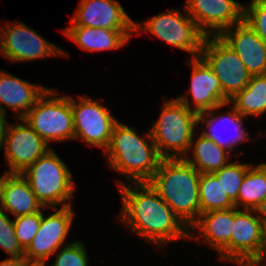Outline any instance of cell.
Wrapping results in <instances>:
<instances>
[{
    "instance_id": "obj_1",
    "label": "cell",
    "mask_w": 266,
    "mask_h": 266,
    "mask_svg": "<svg viewBox=\"0 0 266 266\" xmlns=\"http://www.w3.org/2000/svg\"><path fill=\"white\" fill-rule=\"evenodd\" d=\"M116 185L122 195L120 220L131 232L143 237L150 244L163 248L166 243L180 238L199 239L200 236L195 238L191 235L190 229L148 182H131L129 187L128 184L118 181Z\"/></svg>"
},
{
    "instance_id": "obj_2",
    "label": "cell",
    "mask_w": 266,
    "mask_h": 266,
    "mask_svg": "<svg viewBox=\"0 0 266 266\" xmlns=\"http://www.w3.org/2000/svg\"><path fill=\"white\" fill-rule=\"evenodd\" d=\"M199 178L200 173L183 158L162 159L148 183L190 228L200 216Z\"/></svg>"
},
{
    "instance_id": "obj_3",
    "label": "cell",
    "mask_w": 266,
    "mask_h": 266,
    "mask_svg": "<svg viewBox=\"0 0 266 266\" xmlns=\"http://www.w3.org/2000/svg\"><path fill=\"white\" fill-rule=\"evenodd\" d=\"M105 155L109 168L121 172L126 180L131 179L133 183L148 182L163 159L150 130L140 137L134 127L129 128L121 122L114 126Z\"/></svg>"
},
{
    "instance_id": "obj_4",
    "label": "cell",
    "mask_w": 266,
    "mask_h": 266,
    "mask_svg": "<svg viewBox=\"0 0 266 266\" xmlns=\"http://www.w3.org/2000/svg\"><path fill=\"white\" fill-rule=\"evenodd\" d=\"M188 98L185 94L173 100L162 99L161 114L153 122L150 134L163 159L184 158L194 140L198 114L191 109Z\"/></svg>"
},
{
    "instance_id": "obj_5",
    "label": "cell",
    "mask_w": 266,
    "mask_h": 266,
    "mask_svg": "<svg viewBox=\"0 0 266 266\" xmlns=\"http://www.w3.org/2000/svg\"><path fill=\"white\" fill-rule=\"evenodd\" d=\"M21 175L44 207L56 208L58 204H63L62 207L71 206L68 202L73 199L75 185L72 174L52 148Z\"/></svg>"
},
{
    "instance_id": "obj_6",
    "label": "cell",
    "mask_w": 266,
    "mask_h": 266,
    "mask_svg": "<svg viewBox=\"0 0 266 266\" xmlns=\"http://www.w3.org/2000/svg\"><path fill=\"white\" fill-rule=\"evenodd\" d=\"M58 95L57 91L48 88L23 118L48 145L51 141L74 139L70 96Z\"/></svg>"
},
{
    "instance_id": "obj_7",
    "label": "cell",
    "mask_w": 266,
    "mask_h": 266,
    "mask_svg": "<svg viewBox=\"0 0 266 266\" xmlns=\"http://www.w3.org/2000/svg\"><path fill=\"white\" fill-rule=\"evenodd\" d=\"M134 24V31L149 32L178 49L187 51L192 58L200 57L205 35L197 27L186 9L162 12L150 19Z\"/></svg>"
},
{
    "instance_id": "obj_8",
    "label": "cell",
    "mask_w": 266,
    "mask_h": 266,
    "mask_svg": "<svg viewBox=\"0 0 266 266\" xmlns=\"http://www.w3.org/2000/svg\"><path fill=\"white\" fill-rule=\"evenodd\" d=\"M200 57L218 78L227 103L250 82L251 74L237 53L219 36H205Z\"/></svg>"
},
{
    "instance_id": "obj_9",
    "label": "cell",
    "mask_w": 266,
    "mask_h": 266,
    "mask_svg": "<svg viewBox=\"0 0 266 266\" xmlns=\"http://www.w3.org/2000/svg\"><path fill=\"white\" fill-rule=\"evenodd\" d=\"M70 104L74 120V139H80L87 145L107 150L114 126L119 122L110 110L85 96L77 100L70 96Z\"/></svg>"
},
{
    "instance_id": "obj_10",
    "label": "cell",
    "mask_w": 266,
    "mask_h": 266,
    "mask_svg": "<svg viewBox=\"0 0 266 266\" xmlns=\"http://www.w3.org/2000/svg\"><path fill=\"white\" fill-rule=\"evenodd\" d=\"M0 29V55L10 62L36 60L38 58L60 56L68 53L47 41L23 22L8 23ZM3 31V32H2Z\"/></svg>"
},
{
    "instance_id": "obj_11",
    "label": "cell",
    "mask_w": 266,
    "mask_h": 266,
    "mask_svg": "<svg viewBox=\"0 0 266 266\" xmlns=\"http://www.w3.org/2000/svg\"><path fill=\"white\" fill-rule=\"evenodd\" d=\"M254 213V209L238 210L234 207L235 223L230 243L218 254L220 260L239 265L252 262L257 257L262 246L264 225Z\"/></svg>"
},
{
    "instance_id": "obj_12",
    "label": "cell",
    "mask_w": 266,
    "mask_h": 266,
    "mask_svg": "<svg viewBox=\"0 0 266 266\" xmlns=\"http://www.w3.org/2000/svg\"><path fill=\"white\" fill-rule=\"evenodd\" d=\"M71 207L52 208L56 212L47 217L42 214L39 230L25 249L24 257L31 266H45L51 255L64 245L74 219Z\"/></svg>"
},
{
    "instance_id": "obj_13",
    "label": "cell",
    "mask_w": 266,
    "mask_h": 266,
    "mask_svg": "<svg viewBox=\"0 0 266 266\" xmlns=\"http://www.w3.org/2000/svg\"><path fill=\"white\" fill-rule=\"evenodd\" d=\"M184 8L205 36H220L243 21L244 6L237 0H186Z\"/></svg>"
},
{
    "instance_id": "obj_14",
    "label": "cell",
    "mask_w": 266,
    "mask_h": 266,
    "mask_svg": "<svg viewBox=\"0 0 266 266\" xmlns=\"http://www.w3.org/2000/svg\"><path fill=\"white\" fill-rule=\"evenodd\" d=\"M24 124H8L4 140L5 159L9 173H22L49 148L48 144L34 131L24 119Z\"/></svg>"
},
{
    "instance_id": "obj_15",
    "label": "cell",
    "mask_w": 266,
    "mask_h": 266,
    "mask_svg": "<svg viewBox=\"0 0 266 266\" xmlns=\"http://www.w3.org/2000/svg\"><path fill=\"white\" fill-rule=\"evenodd\" d=\"M74 14L72 25L121 31L129 40L134 36L135 21L116 0H80Z\"/></svg>"
},
{
    "instance_id": "obj_16",
    "label": "cell",
    "mask_w": 266,
    "mask_h": 266,
    "mask_svg": "<svg viewBox=\"0 0 266 266\" xmlns=\"http://www.w3.org/2000/svg\"><path fill=\"white\" fill-rule=\"evenodd\" d=\"M219 37L237 53L251 76L266 74V43L244 21L226 29Z\"/></svg>"
},
{
    "instance_id": "obj_17",
    "label": "cell",
    "mask_w": 266,
    "mask_h": 266,
    "mask_svg": "<svg viewBox=\"0 0 266 266\" xmlns=\"http://www.w3.org/2000/svg\"><path fill=\"white\" fill-rule=\"evenodd\" d=\"M185 62L193 69L188 91L195 105L191 109L199 114L226 104L219 80L209 65L201 57L191 58Z\"/></svg>"
},
{
    "instance_id": "obj_18",
    "label": "cell",
    "mask_w": 266,
    "mask_h": 266,
    "mask_svg": "<svg viewBox=\"0 0 266 266\" xmlns=\"http://www.w3.org/2000/svg\"><path fill=\"white\" fill-rule=\"evenodd\" d=\"M47 89L0 70V110L6 113V106L23 119Z\"/></svg>"
},
{
    "instance_id": "obj_19",
    "label": "cell",
    "mask_w": 266,
    "mask_h": 266,
    "mask_svg": "<svg viewBox=\"0 0 266 266\" xmlns=\"http://www.w3.org/2000/svg\"><path fill=\"white\" fill-rule=\"evenodd\" d=\"M225 105L226 106L230 105V103L228 102L218 107H214L211 110L199 113L197 115V122L198 124H200V122L206 123L205 129L202 130L201 134L207 136L209 139L215 142L219 147H222L226 149L228 152L233 153L234 147L236 145L242 144L246 140L250 141L248 139L249 133L245 131V128L242 125L244 122L243 120L246 119V117L242 116L233 106L231 107V110L226 112V114H221V113L215 114L216 109H221ZM218 121H221L223 127L225 126L226 129H229L230 127L228 125L231 124L230 126L231 127L233 126V129L236 131L235 135L231 136L230 139L223 138L221 133L217 131L219 128L216 129Z\"/></svg>"
},
{
    "instance_id": "obj_20",
    "label": "cell",
    "mask_w": 266,
    "mask_h": 266,
    "mask_svg": "<svg viewBox=\"0 0 266 266\" xmlns=\"http://www.w3.org/2000/svg\"><path fill=\"white\" fill-rule=\"evenodd\" d=\"M234 223L233 207L202 213L189 229L200 231L207 245L219 254L230 243Z\"/></svg>"
},
{
    "instance_id": "obj_21",
    "label": "cell",
    "mask_w": 266,
    "mask_h": 266,
    "mask_svg": "<svg viewBox=\"0 0 266 266\" xmlns=\"http://www.w3.org/2000/svg\"><path fill=\"white\" fill-rule=\"evenodd\" d=\"M62 33L88 52L118 50L130 41L121 31L107 28L70 25V27L63 28Z\"/></svg>"
},
{
    "instance_id": "obj_22",
    "label": "cell",
    "mask_w": 266,
    "mask_h": 266,
    "mask_svg": "<svg viewBox=\"0 0 266 266\" xmlns=\"http://www.w3.org/2000/svg\"><path fill=\"white\" fill-rule=\"evenodd\" d=\"M1 208L17 217L42 211L41 208L46 207L37 199L21 173H11L4 186Z\"/></svg>"
},
{
    "instance_id": "obj_23",
    "label": "cell",
    "mask_w": 266,
    "mask_h": 266,
    "mask_svg": "<svg viewBox=\"0 0 266 266\" xmlns=\"http://www.w3.org/2000/svg\"><path fill=\"white\" fill-rule=\"evenodd\" d=\"M188 151H192L194 157L189 158L185 156L183 159L191 164L199 173H213L226 166L228 161H230L228 154L231 153L219 147L203 134H200L195 141L192 139Z\"/></svg>"
},
{
    "instance_id": "obj_24",
    "label": "cell",
    "mask_w": 266,
    "mask_h": 266,
    "mask_svg": "<svg viewBox=\"0 0 266 266\" xmlns=\"http://www.w3.org/2000/svg\"><path fill=\"white\" fill-rule=\"evenodd\" d=\"M229 103L244 117L266 113V74L252 75L248 85Z\"/></svg>"
},
{
    "instance_id": "obj_25",
    "label": "cell",
    "mask_w": 266,
    "mask_h": 266,
    "mask_svg": "<svg viewBox=\"0 0 266 266\" xmlns=\"http://www.w3.org/2000/svg\"><path fill=\"white\" fill-rule=\"evenodd\" d=\"M266 198V163L252 165L248 168L240 190L238 198L234 202L235 207L243 209H256Z\"/></svg>"
},
{
    "instance_id": "obj_26",
    "label": "cell",
    "mask_w": 266,
    "mask_h": 266,
    "mask_svg": "<svg viewBox=\"0 0 266 266\" xmlns=\"http://www.w3.org/2000/svg\"><path fill=\"white\" fill-rule=\"evenodd\" d=\"M199 200L200 214L235 207V203L224 191L221 180H218L212 173H200Z\"/></svg>"
},
{
    "instance_id": "obj_27",
    "label": "cell",
    "mask_w": 266,
    "mask_h": 266,
    "mask_svg": "<svg viewBox=\"0 0 266 266\" xmlns=\"http://www.w3.org/2000/svg\"><path fill=\"white\" fill-rule=\"evenodd\" d=\"M250 166L247 163L231 161L223 168L212 173L218 180H221L224 191L233 202L238 198L240 186Z\"/></svg>"
},
{
    "instance_id": "obj_28",
    "label": "cell",
    "mask_w": 266,
    "mask_h": 266,
    "mask_svg": "<svg viewBox=\"0 0 266 266\" xmlns=\"http://www.w3.org/2000/svg\"><path fill=\"white\" fill-rule=\"evenodd\" d=\"M0 248L10 257H24L25 250L20 245L15 233L14 222L0 207Z\"/></svg>"
},
{
    "instance_id": "obj_29",
    "label": "cell",
    "mask_w": 266,
    "mask_h": 266,
    "mask_svg": "<svg viewBox=\"0 0 266 266\" xmlns=\"http://www.w3.org/2000/svg\"><path fill=\"white\" fill-rule=\"evenodd\" d=\"M43 211L15 217L14 228L18 241L25 250L39 230Z\"/></svg>"
},
{
    "instance_id": "obj_30",
    "label": "cell",
    "mask_w": 266,
    "mask_h": 266,
    "mask_svg": "<svg viewBox=\"0 0 266 266\" xmlns=\"http://www.w3.org/2000/svg\"><path fill=\"white\" fill-rule=\"evenodd\" d=\"M51 266H88L89 257L82 241L67 243L59 253Z\"/></svg>"
},
{
    "instance_id": "obj_31",
    "label": "cell",
    "mask_w": 266,
    "mask_h": 266,
    "mask_svg": "<svg viewBox=\"0 0 266 266\" xmlns=\"http://www.w3.org/2000/svg\"><path fill=\"white\" fill-rule=\"evenodd\" d=\"M243 21L266 43V0H251L244 6Z\"/></svg>"
},
{
    "instance_id": "obj_32",
    "label": "cell",
    "mask_w": 266,
    "mask_h": 266,
    "mask_svg": "<svg viewBox=\"0 0 266 266\" xmlns=\"http://www.w3.org/2000/svg\"><path fill=\"white\" fill-rule=\"evenodd\" d=\"M0 266H31L25 257H10L0 261Z\"/></svg>"
},
{
    "instance_id": "obj_33",
    "label": "cell",
    "mask_w": 266,
    "mask_h": 266,
    "mask_svg": "<svg viewBox=\"0 0 266 266\" xmlns=\"http://www.w3.org/2000/svg\"><path fill=\"white\" fill-rule=\"evenodd\" d=\"M266 226L263 227L262 246L257 257L252 261L253 263L261 266V262H266ZM262 266H266L265 264Z\"/></svg>"
},
{
    "instance_id": "obj_34",
    "label": "cell",
    "mask_w": 266,
    "mask_h": 266,
    "mask_svg": "<svg viewBox=\"0 0 266 266\" xmlns=\"http://www.w3.org/2000/svg\"><path fill=\"white\" fill-rule=\"evenodd\" d=\"M6 114L7 113L0 110V149H2L4 145L6 129L9 124V122L6 119Z\"/></svg>"
},
{
    "instance_id": "obj_35",
    "label": "cell",
    "mask_w": 266,
    "mask_h": 266,
    "mask_svg": "<svg viewBox=\"0 0 266 266\" xmlns=\"http://www.w3.org/2000/svg\"><path fill=\"white\" fill-rule=\"evenodd\" d=\"M255 212H257V216L262 221V224L266 226V198L257 206Z\"/></svg>"
},
{
    "instance_id": "obj_36",
    "label": "cell",
    "mask_w": 266,
    "mask_h": 266,
    "mask_svg": "<svg viewBox=\"0 0 266 266\" xmlns=\"http://www.w3.org/2000/svg\"><path fill=\"white\" fill-rule=\"evenodd\" d=\"M8 171L4 172V174L0 177V207L3 203V196H4V186L7 180V177L10 175Z\"/></svg>"
},
{
    "instance_id": "obj_37",
    "label": "cell",
    "mask_w": 266,
    "mask_h": 266,
    "mask_svg": "<svg viewBox=\"0 0 266 266\" xmlns=\"http://www.w3.org/2000/svg\"><path fill=\"white\" fill-rule=\"evenodd\" d=\"M238 266H259V265L253 262H244V263L239 264Z\"/></svg>"
}]
</instances>
